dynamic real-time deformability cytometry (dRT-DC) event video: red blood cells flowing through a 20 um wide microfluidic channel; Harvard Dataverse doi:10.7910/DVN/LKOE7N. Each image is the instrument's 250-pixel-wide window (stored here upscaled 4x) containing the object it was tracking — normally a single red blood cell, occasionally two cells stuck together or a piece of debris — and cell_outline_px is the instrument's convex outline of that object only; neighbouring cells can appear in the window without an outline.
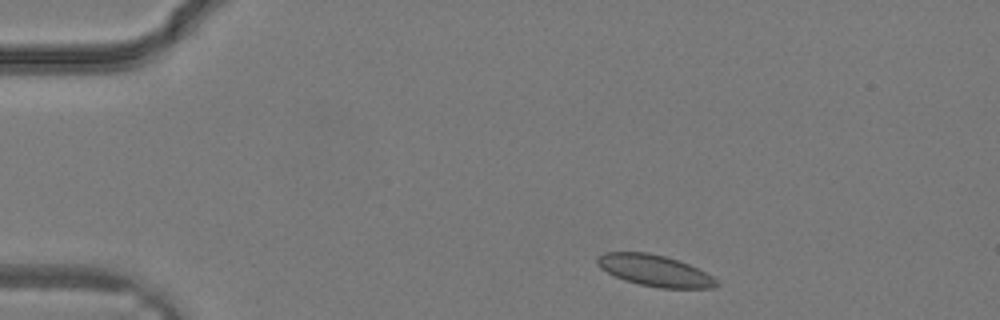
{"species": "common noctule bat (a hibernating species)", "species_latin": "Nyctalus noctula", "temperature_condition": "warm", "stored_images_in_passage": 28, "camera_frame_rate_fps": 3000, "um_per_image_px": 0.085, "animal": {"sex": "male", "body_mass_g": 19.2, "forearm_length_mm": 51.8}, "frame": {"image": 1, "passage_image": 1, "time_ms": 0.0, "image_size_px": [1000, 320], "cell_outline_px": [[720, 284], [716, 288], [660, 288], [640, 284], [624, 280], [600, 268], [596, 264], [596, 256], [604, 252], [648, 252], [664, 256], [688, 264], [712, 276]], "centroid_in_image_um": [55.62, 23.0], "position_along_channel_um": 29.4, "area_um2": 21.68}}
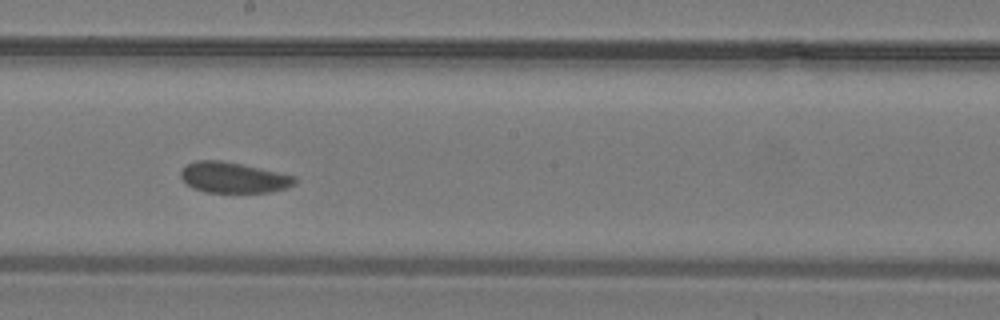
{"frame": {"image": 2, "passage_image": 14, "time_ms": 4.333, "image_size_px": [1000, 320], "cell_outline_px": [[296, 184], [288, 188], [272, 192], [204, 192], [192, 188], [180, 176], [180, 168], [196, 160], [220, 160], [244, 164], [296, 176]], "centroid_in_image_um": [19.86, 15.09], "position_along_channel_um": 228.3, "area_um2": 20.63}}
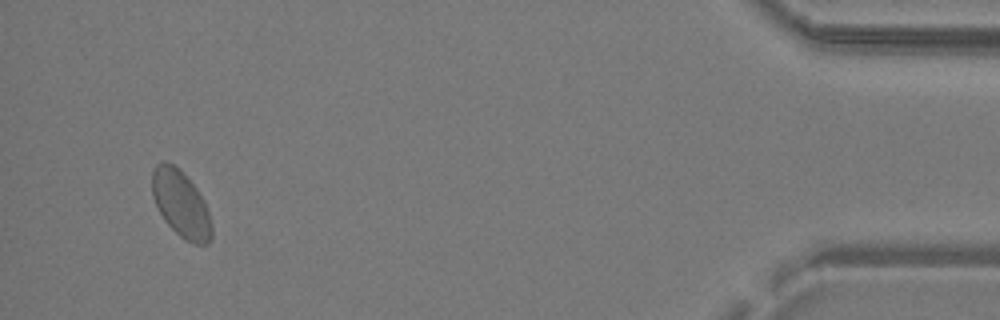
{"frame": {"image": 3, "passage_image": 27, "time_ms": 8.667, "image_size_px": [1000, 320], "cell_outline_px": [[212, 240], [208, 244], [196, 244], [180, 236], [164, 220], [152, 196], [152, 172], [156, 164], [164, 160], [172, 164], [196, 188], [204, 200], [212, 224]], "centroid_in_image_um": [15.38, 17.35], "position_along_channel_um": 419.8, "area_um2": 22.72}}